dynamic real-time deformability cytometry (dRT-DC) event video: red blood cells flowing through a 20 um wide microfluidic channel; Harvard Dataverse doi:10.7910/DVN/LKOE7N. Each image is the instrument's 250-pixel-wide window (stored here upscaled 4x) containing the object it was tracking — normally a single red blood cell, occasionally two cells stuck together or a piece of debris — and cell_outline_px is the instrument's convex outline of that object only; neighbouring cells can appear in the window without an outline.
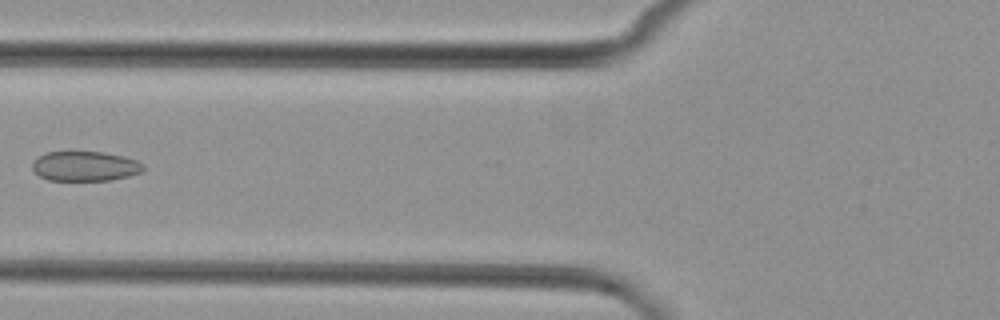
{"species": "common noctule bat (a hibernating species)", "species_latin": "Nyctalus noctula", "temperature_condition": "cold", "stored_images_in_passage": 7, "camera_frame_rate_fps": 3000, "um_per_image_px": 0.085, "animal": {"sex": "female", "body_mass_g": 29.2, "forearm_length_mm": 56.3}, "frame": {"image": 1, "passage_image": 6, "time_ms": 6.667, "image_size_px": [1000, 320], "cell_outline_px": [[144, 168], [140, 172], [128, 176], [112, 180], [48, 180], [40, 176], [32, 168], [32, 164], [36, 156], [48, 152], [104, 152], [124, 156], [136, 160], [144, 164]], "centroid_in_image_um": [7.22, 14.12], "position_along_channel_um": 118.6, "area_um2": 19.25}}
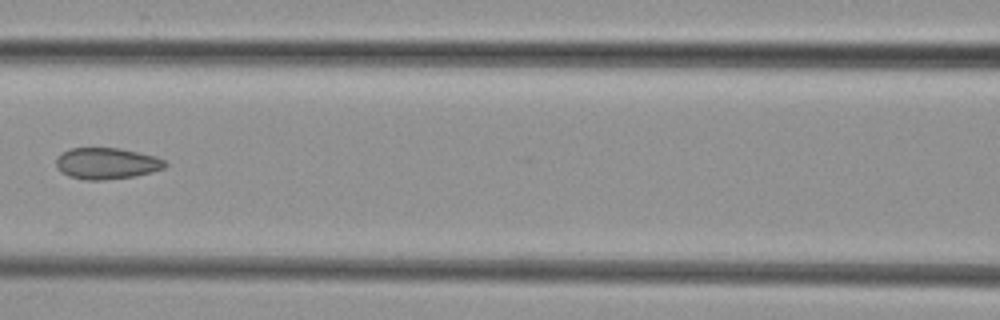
{"frame": {"image": 2, "passage_image": 7, "time_ms": 7.667, "image_size_px": [1000, 320], "cell_outline_px": [[168, 164], [164, 168], [152, 172], [136, 176], [104, 180], [84, 180], [68, 176], [60, 172], [56, 168], [56, 156], [72, 148], [120, 148], [156, 156], [164, 160]], "centroid_in_image_um": [9.06, 13.9], "position_along_channel_um": 157.5, "area_um2": 20.11}}